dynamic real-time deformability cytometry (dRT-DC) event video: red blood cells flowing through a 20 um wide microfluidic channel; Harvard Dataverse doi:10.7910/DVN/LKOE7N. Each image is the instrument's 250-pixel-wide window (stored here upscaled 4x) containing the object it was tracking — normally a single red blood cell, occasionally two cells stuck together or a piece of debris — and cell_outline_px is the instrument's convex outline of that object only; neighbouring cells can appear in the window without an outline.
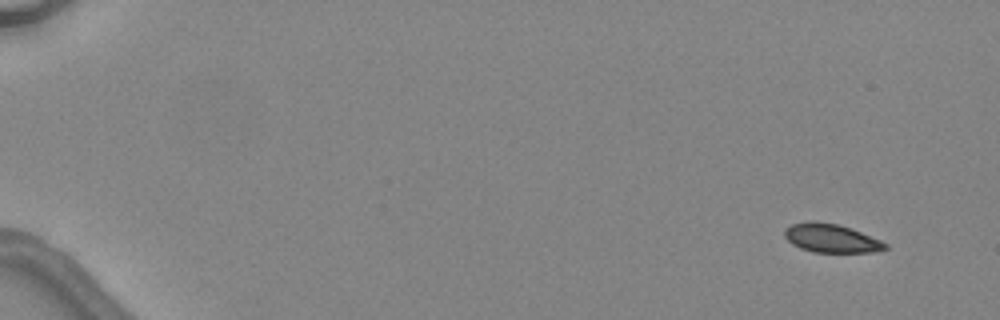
{"species": "common noctule bat (a hibernating species)", "species_latin": "Nyctalus noctula", "temperature_condition": "warm", "stored_images_in_passage": 6, "camera_frame_rate_fps": 3000, "um_per_image_px": 0.085, "animal": {"sex": "female", "body_mass_g": 24.6, "forearm_length_mm": 56.2}, "frame": {"image": 1, "passage_image": 1, "time_ms": 0.0, "image_size_px": [1000, 320], "cell_outline_px": [[888, 248], [872, 252], [812, 252], [800, 248], [792, 244], [784, 236], [784, 228], [792, 224], [808, 220], [816, 220], [836, 224], [852, 228], [880, 240], [888, 244]], "centroid_in_image_um": [70.62, 20.23], "position_along_channel_um": 14.4, "area_um2": 16.94}}
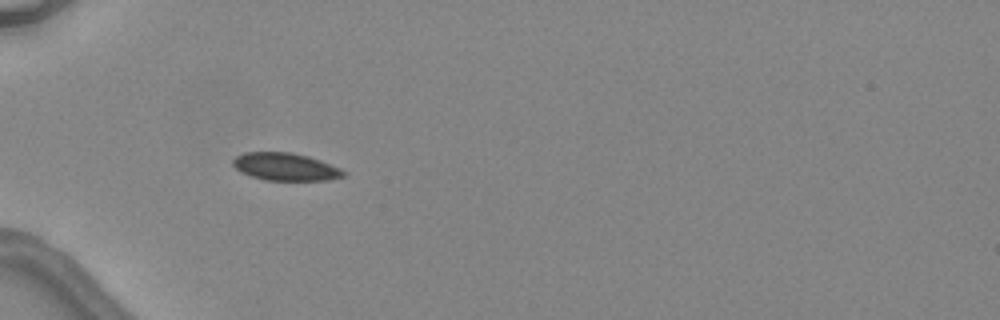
{"frame": {"image": 2, "passage_image": 5, "time_ms": 4.667, "image_size_px": [1000, 320], "cell_outline_px": [[348, 172], [344, 176], [328, 180], [264, 180], [240, 172], [232, 164], [232, 160], [236, 156], [244, 152], [292, 152], [308, 156], [320, 160], [340, 168]], "centroid_in_image_um": [24.26, 14.17], "position_along_channel_um": 60.7, "area_um2": 17.86}}